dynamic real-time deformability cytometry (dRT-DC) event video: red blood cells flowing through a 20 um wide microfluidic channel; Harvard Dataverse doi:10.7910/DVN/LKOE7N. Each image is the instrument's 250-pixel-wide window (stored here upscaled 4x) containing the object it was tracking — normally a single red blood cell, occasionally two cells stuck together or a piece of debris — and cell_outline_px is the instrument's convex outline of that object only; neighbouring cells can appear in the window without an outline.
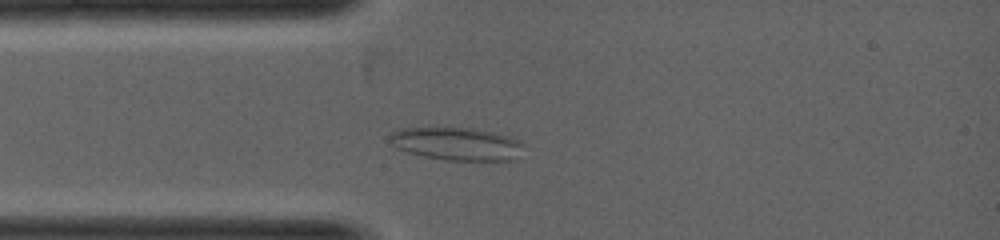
{"species": "common noctule bat (a hibernating species)", "species_latin": "Nyctalus noctula", "temperature_condition": "warm", "stored_images_in_passage": 32, "camera_frame_rate_fps": 5000, "um_per_image_px": 0.085, "animal": {"sex": "female", "body_mass_g": 19.0, "forearm_length_mm": 53.3}, "frame": {"image": 1, "passage_image": 7, "time_ms": 1.2, "image_size_px": [1000, 240], "cell_outline_px": [[524, 144], [516, 160], [444, 160], [424, 156], [408, 152], [396, 148], [388, 140], [388, 136], [392, 132], [400, 128], [472, 128], [492, 132], [508, 136], [520, 140]], "centroid_in_image_um": [38.81, 12.22], "position_along_channel_um": 46.2, "area_um2": 25.66}}
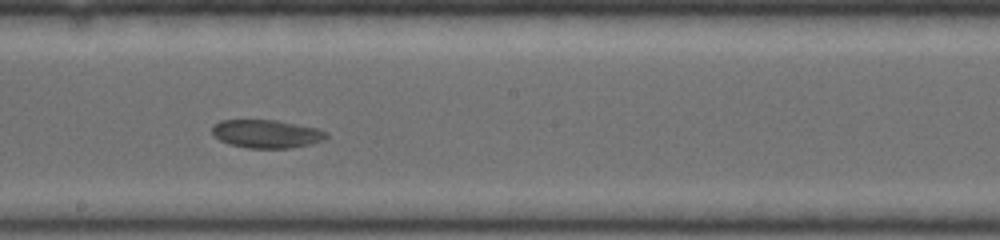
{"frame": {"image": 2, "passage_image": 18, "time_ms": 3.4, "image_size_px": [1000, 240], "cell_outline_px": [[328, 136], [324, 140], [312, 144], [292, 148], [248, 148], [228, 144], [212, 136], [212, 124], [220, 120], [276, 120], [316, 128], [328, 132]], "centroid_in_image_um": [22.63, 11.38], "position_along_channel_um": 225.6, "area_um2": 19.02}}
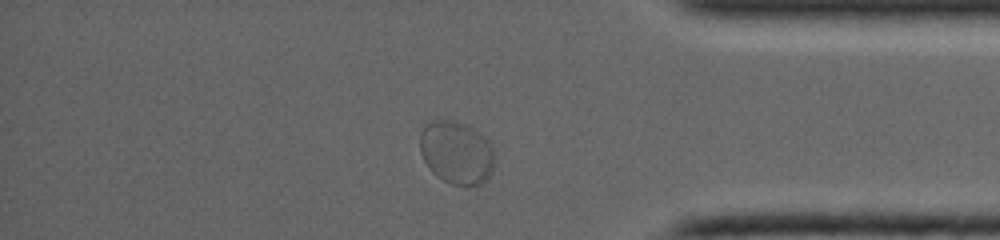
{"frame": {"image": 3, "passage_image": 29, "time_ms": 5.6, "image_size_px": [1000, 240], "cell_outline_px": [[496, 160], [492, 172], [480, 184], [468, 188], [464, 188], [452, 184], [436, 176], [428, 168], [420, 152], [420, 132], [424, 124], [432, 120], [456, 120], [480, 132], [488, 140], [496, 156]], "centroid_in_image_um": [38.81, 12.98], "position_along_channel_um": 396.4, "area_um2": 28.09}}